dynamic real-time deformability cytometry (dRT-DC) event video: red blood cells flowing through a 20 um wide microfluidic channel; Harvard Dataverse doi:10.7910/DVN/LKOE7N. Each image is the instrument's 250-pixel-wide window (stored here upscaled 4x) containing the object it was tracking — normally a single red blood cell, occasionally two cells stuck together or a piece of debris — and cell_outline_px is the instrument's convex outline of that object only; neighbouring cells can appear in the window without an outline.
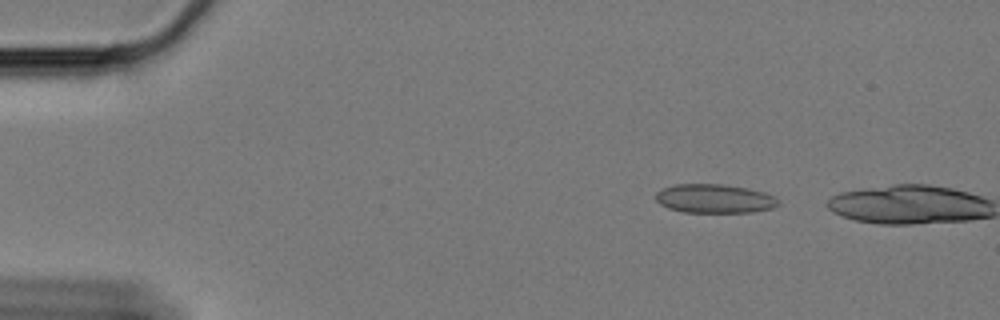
{"species": "Egyptian fruit bat (a non-hibernating species)", "species_latin": "Rousettus aegyptiacus", "temperature_condition": "cold", "stored_images_in_passage": 2, "camera_frame_rate_fps": 3000, "um_per_image_px": 0.085, "animal": {"sex": "female"}, "frame": {"image": 1, "passage_image": 1, "time_ms": 0.0, "image_size_px": [1000, 320], "cell_outline_px": [[780, 204], [772, 208], [752, 212], [684, 212], [668, 208], [660, 204], [656, 200], [656, 192], [664, 188], [676, 184], [724, 184], [748, 188], [764, 192], [780, 200]], "centroid_in_image_um": [60.75, 16.88], "position_along_channel_um": 24.3, "area_um2": 20.63}}